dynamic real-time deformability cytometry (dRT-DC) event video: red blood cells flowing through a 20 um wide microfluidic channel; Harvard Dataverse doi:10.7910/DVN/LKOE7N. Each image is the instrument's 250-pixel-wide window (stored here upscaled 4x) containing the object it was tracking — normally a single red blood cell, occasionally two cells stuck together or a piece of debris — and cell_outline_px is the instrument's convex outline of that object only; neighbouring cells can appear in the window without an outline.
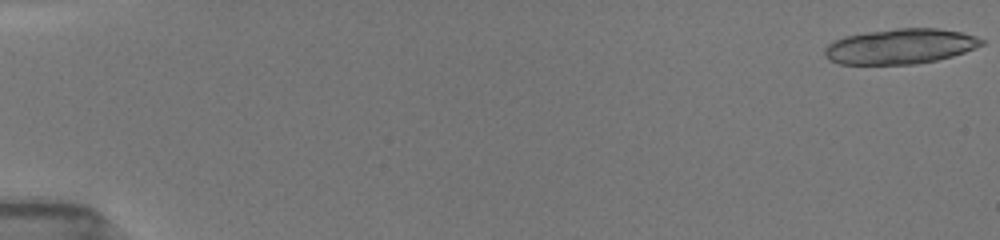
{"species": "common noctule bat (a hibernating species)", "species_latin": "Nyctalus noctula", "temperature_condition": "room temperature", "stored_images_in_passage": 17, "camera_frame_rate_fps": 3000, "um_per_image_px": 0.085, "animal": {"sex": "female", "body_mass_g": 19.5, "forearm_length_mm": 54.1}, "frame": {"image": 1, "passage_image": 1, "time_ms": 0.0, "image_size_px": [1000, 240], "cell_outline_px": [[984, 44], [976, 48], [952, 56], [936, 60], [916, 64], [840, 64], [828, 60], [824, 56], [824, 48], [832, 40], [844, 36], [868, 32], [896, 28], [936, 28], [960, 32], [976, 36], [984, 40]], "centroid_in_image_um": [76.49, 3.94], "position_along_channel_um": 8.5, "area_um2": 32.31}}